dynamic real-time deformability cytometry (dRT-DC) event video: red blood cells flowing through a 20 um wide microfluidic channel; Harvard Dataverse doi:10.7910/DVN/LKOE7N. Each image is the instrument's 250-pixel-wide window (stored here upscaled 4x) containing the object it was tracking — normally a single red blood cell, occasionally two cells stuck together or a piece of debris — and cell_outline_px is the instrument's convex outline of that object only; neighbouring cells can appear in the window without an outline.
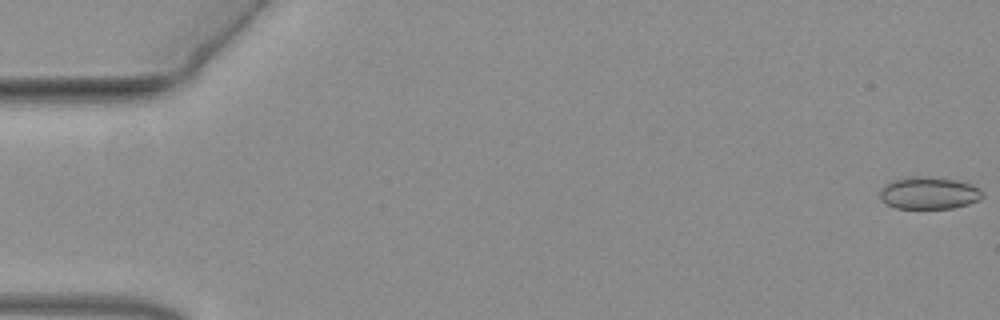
{"species": "common noctule bat (a hibernating species)", "species_latin": "Nyctalus noctula", "temperature_condition": "warm", "stored_images_in_passage": 55, "camera_frame_rate_fps": 3000, "um_per_image_px": 0.085, "animal": {"sex": "female", "body_mass_g": 19.3, "forearm_length_mm": 54.1}, "frame": {"image": 1, "passage_image": 1, "time_ms": 0.0, "image_size_px": [1000, 320], "cell_outline_px": [[984, 196], [980, 200], [968, 204], [952, 208], [896, 208], [880, 200], [880, 192], [884, 184], [892, 180], [912, 176], [928, 176], [956, 180], [980, 188], [984, 192]], "centroid_in_image_um": [78.96, 16.4], "position_along_channel_um": 6.0, "area_um2": 19.36}}
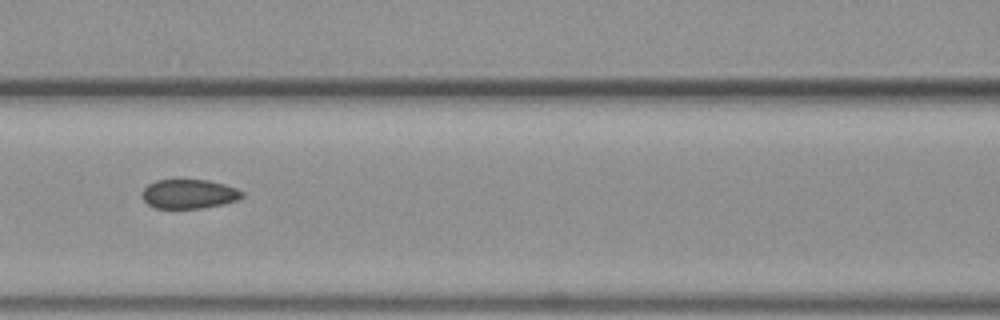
{"frame": {"image": 2, "passage_image": 25, "time_ms": 8.0, "image_size_px": [1000, 320], "cell_outline_px": [[244, 196], [240, 200], [224, 204], [200, 208], [156, 208], [148, 204], [144, 200], [144, 188], [148, 184], [156, 180], [176, 176], [208, 180], [224, 184], [236, 188], [244, 192]], "centroid_in_image_um": [16.09, 16.43], "position_along_channel_um": 150.5, "area_um2": 17.74}}
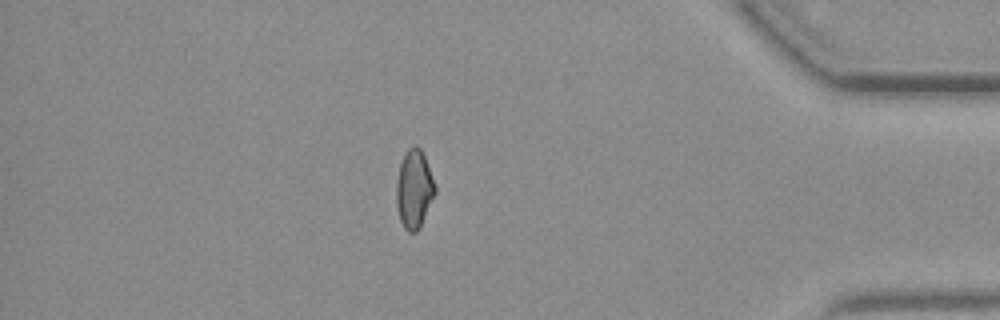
{"frame": {"image": 3, "passage_image": 48, "time_ms": 15.667, "image_size_px": [1000, 320], "cell_outline_px": [[436, 192], [420, 228], [416, 232], [408, 232], [404, 228], [400, 220], [396, 204], [396, 184], [400, 164], [408, 148], [416, 144], [420, 148], [424, 156], [436, 188]], "centroid_in_image_um": [35.19, 16.1], "position_along_channel_um": 400.0, "area_um2": 17.57}}